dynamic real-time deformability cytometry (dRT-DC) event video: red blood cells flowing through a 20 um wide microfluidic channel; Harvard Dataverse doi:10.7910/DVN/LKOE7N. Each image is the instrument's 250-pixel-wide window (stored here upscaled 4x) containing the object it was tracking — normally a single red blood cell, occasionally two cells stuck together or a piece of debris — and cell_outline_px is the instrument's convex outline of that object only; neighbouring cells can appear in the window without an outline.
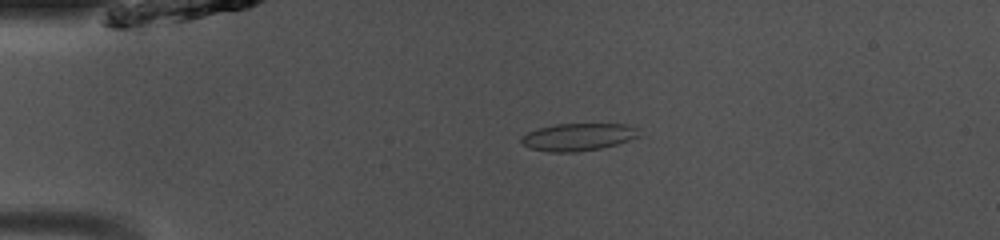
{"species": "common noctule bat (a hibernating species)", "species_latin": "Nyctalus noctula", "temperature_condition": "room temperature", "stored_images_in_passage": 45, "camera_frame_rate_fps": 3000, "um_per_image_px": 0.085, "animal": {"sex": "male", "body_mass_g": 13.0, "forearm_length_mm": 53.1}, "frame": {"image": 1, "passage_image": 7, "time_ms": 2.0, "image_size_px": [1000, 240], "cell_outline_px": [[640, 136], [616, 144], [600, 148], [576, 152], [548, 152], [532, 148], [524, 144], [520, 140], [528, 132], [536, 128], [556, 124], [628, 124], [636, 128]], "centroid_in_image_um": [49.14, 11.63], "position_along_channel_um": 35.9, "area_um2": 18.61}}
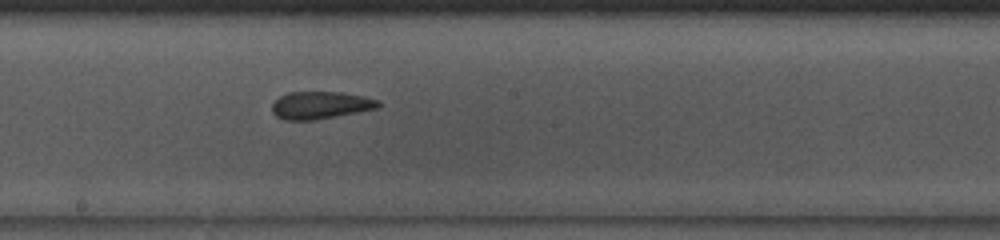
{"frame": {"image": 2, "passage_image": 23, "time_ms": 7.333, "image_size_px": [1000, 240], "cell_outline_px": [[380, 104], [376, 108], [316, 120], [284, 120], [276, 116], [272, 112], [272, 104], [280, 96], [288, 92], [344, 92], [364, 96], [380, 100]], "centroid_in_image_um": [27.22, 8.93], "position_along_channel_um": 221.0, "area_um2": 16.99}}
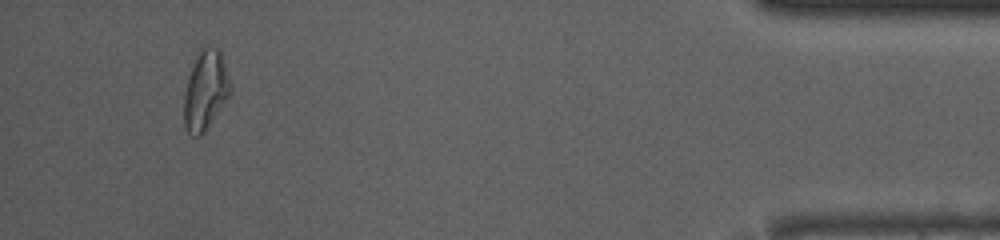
{"frame": {"image": 3, "passage_image": 42, "time_ms": 13.667, "image_size_px": [1000, 240], "cell_outline_px": [[232, 88], [228, 96], [204, 132], [200, 136], [196, 136], [188, 132], [184, 128], [184, 92], [196, 52], [200, 48], [220, 48]], "centroid_in_image_um": [17.45, 7.65], "position_along_channel_um": 417.8, "area_um2": 21.21}, "authors_computed_cell_mechanics": {"area_um2": 18.1492, "velocity_mm_per_s": 4.1012, "shape_relaxation_time_tau1_ms": null, "shape_relaxation_time_tau2_ms": 1.8986, "deformation_change_tau1": null, "deformation_change_tau2": 0.1013}}